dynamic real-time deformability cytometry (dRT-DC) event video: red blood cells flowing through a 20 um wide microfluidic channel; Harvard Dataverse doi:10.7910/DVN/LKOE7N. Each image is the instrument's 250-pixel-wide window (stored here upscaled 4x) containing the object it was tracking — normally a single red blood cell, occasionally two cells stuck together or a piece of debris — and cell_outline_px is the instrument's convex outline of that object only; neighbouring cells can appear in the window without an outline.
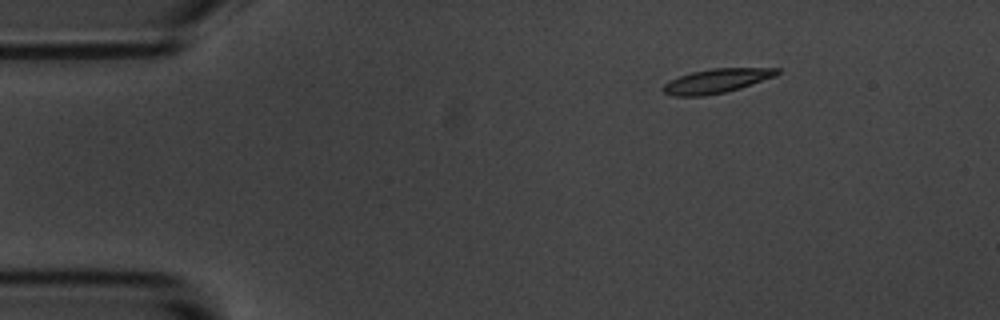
{"species": "common noctule bat (a hibernating species)", "species_latin": "Nyctalus noctula", "temperature_condition": "room temperature", "stored_images_in_passage": 3, "camera_frame_rate_fps": 3000, "um_per_image_px": 0.085, "animal": {"sex": "male", "body_mass_g": 20.1, "forearm_length_mm": 53.5}, "frame": {"image": 1, "passage_image": 1, "time_ms": 0.0, "image_size_px": [1000, 320], "cell_outline_px": [[780, 72], [776, 76], [740, 88], [724, 92], [704, 96], [672, 96], [664, 92], [660, 88], [664, 84], [680, 76], [692, 72], [712, 68], [780, 68]], "centroid_in_image_um": [60.91, 6.88], "position_along_channel_um": 24.1, "area_um2": 16.01}}
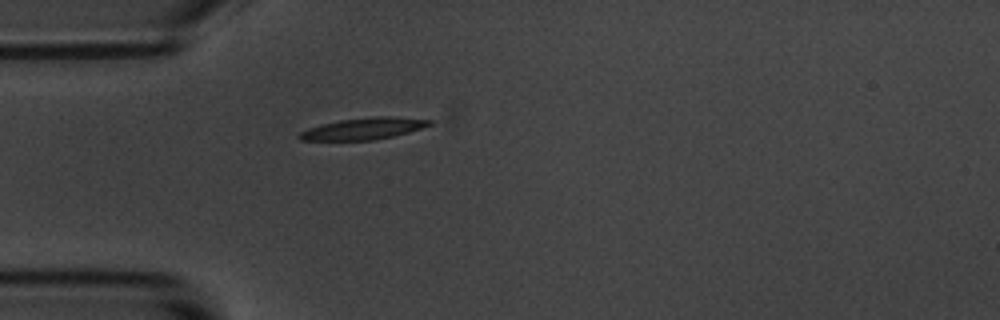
{"frame": {"image": 2, "passage_image": 3, "time_ms": 2.667, "image_size_px": [1000, 320], "cell_outline_px": [[432, 124], [408, 132], [392, 136], [372, 140], [300, 140], [296, 136], [300, 132], [308, 128], [320, 124], [340, 120], [372, 116], [392, 116], [432, 120]], "centroid_in_image_um": [30.86, 10.92], "position_along_channel_um": 54.1, "area_um2": 16.36}}